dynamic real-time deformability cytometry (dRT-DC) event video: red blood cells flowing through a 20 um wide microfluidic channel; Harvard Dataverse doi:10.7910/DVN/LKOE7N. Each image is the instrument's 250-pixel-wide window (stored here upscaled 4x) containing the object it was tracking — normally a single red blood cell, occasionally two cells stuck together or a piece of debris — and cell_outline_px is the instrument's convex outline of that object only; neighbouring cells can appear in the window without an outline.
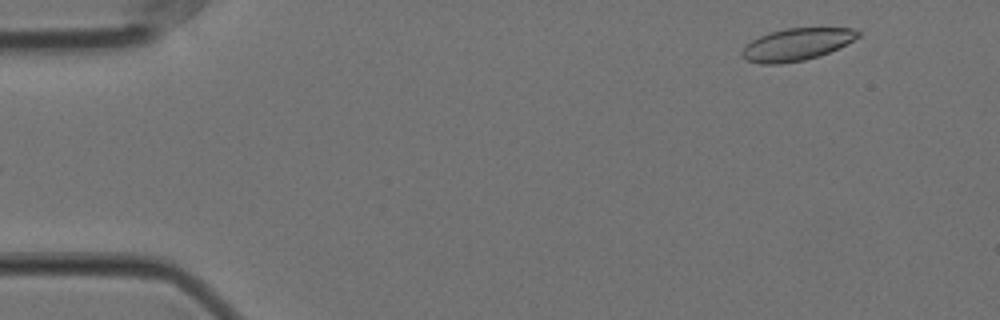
{"species": "Egyptian fruit bat (a non-hibernating species)", "species_latin": "Rousettus aegyptiacus", "temperature_condition": "cold", "stored_images_in_passage": 53, "camera_frame_rate_fps": 3000, "um_per_image_px": 0.085, "animal": {"sex": "female"}, "frame": {"image": 1, "passage_image": 1, "time_ms": 0.0, "image_size_px": [1000, 320], "cell_outline_px": [[860, 36], [840, 48], [804, 60], [780, 64], [760, 64], [744, 60], [740, 52], [752, 40], [768, 32], [788, 28], [852, 28], [860, 32]], "centroid_in_image_um": [67.7, 3.78], "position_along_channel_um": 17.3, "area_um2": 21.73}}
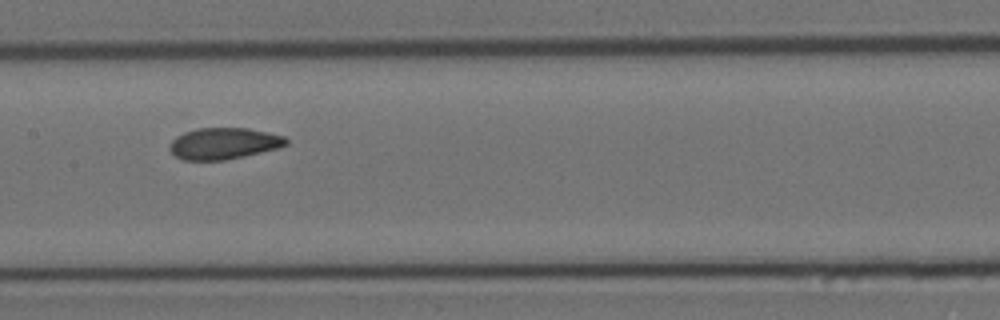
{"frame": {"image": 2, "passage_image": 24, "time_ms": 7.667, "image_size_px": [1000, 320], "cell_outline_px": [[288, 144], [276, 148], [244, 156], [224, 160], [184, 160], [176, 156], [168, 148], [168, 144], [176, 136], [184, 132], [200, 128], [248, 128], [268, 132], [284, 136], [288, 140]], "centroid_in_image_um": [19.0, 12.19], "position_along_channel_um": 188.4, "area_um2": 21.27}}
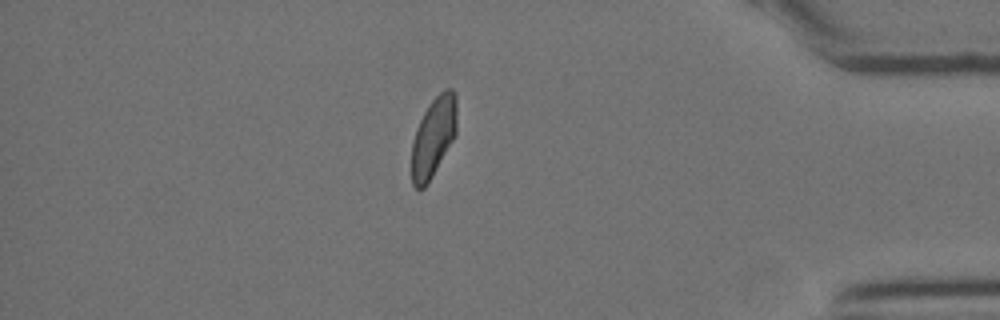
{"frame": {"image": 3, "passage_image": 45, "time_ms": 14.667, "image_size_px": [1000, 320], "cell_outline_px": [[456, 136], [428, 184], [424, 188], [416, 188], [412, 184], [412, 144], [416, 128], [424, 112], [432, 100], [444, 88], [452, 88], [456, 92]], "centroid_in_image_um": [36.86, 11.64], "position_along_channel_um": 398.3, "area_um2": 21.15}}